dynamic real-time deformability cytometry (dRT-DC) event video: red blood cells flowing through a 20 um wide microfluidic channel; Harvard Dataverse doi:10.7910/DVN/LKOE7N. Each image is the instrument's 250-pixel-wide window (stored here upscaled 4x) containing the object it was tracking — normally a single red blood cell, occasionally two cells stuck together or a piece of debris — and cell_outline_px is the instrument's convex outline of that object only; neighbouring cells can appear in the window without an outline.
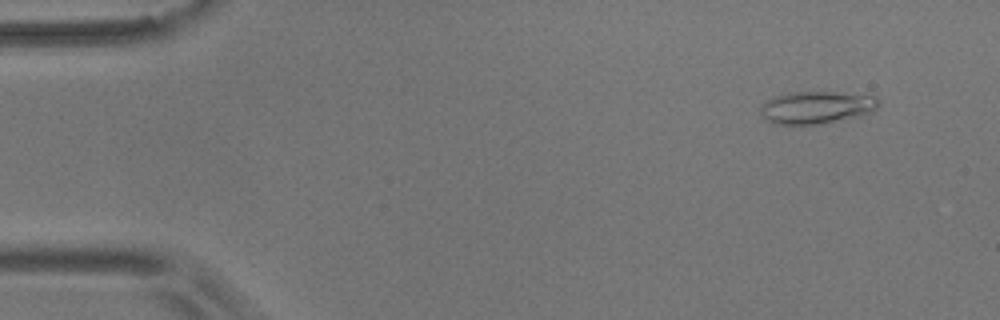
{"species": "common noctule bat (a hibernating species)", "species_latin": "Nyctalus noctula", "temperature_condition": "room temperature", "stored_images_in_passage": 55, "camera_frame_rate_fps": 3000, "um_per_image_px": 0.085, "animal": {"sex": "male", "body_mass_g": 17.9}, "frame": {"image": 1, "passage_image": 5, "time_ms": 1.333, "image_size_px": [1000, 320], "cell_outline_px": [[880, 104], [872, 112], [860, 116], [820, 124], [772, 124], [764, 120], [760, 112], [760, 104], [772, 96], [788, 92], [836, 92], [876, 96], [880, 100]], "centroid_in_image_um": [69.36, 9.13], "position_along_channel_um": 15.6, "area_um2": 22.77}}
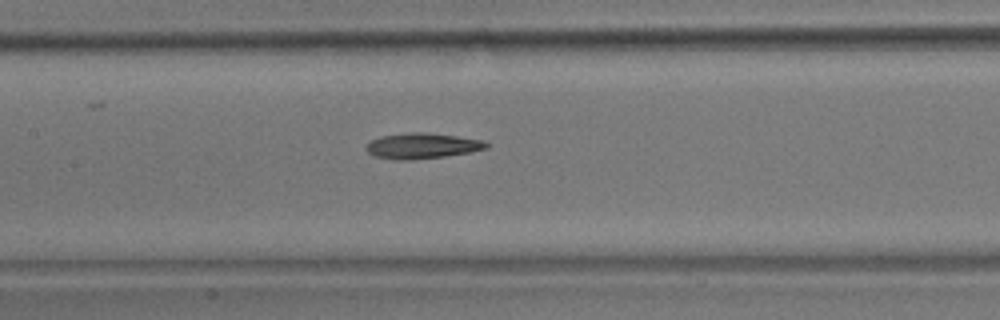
{"frame": {"image": 2, "passage_image": 26, "time_ms": 8.333, "image_size_px": [1000, 320], "cell_outline_px": [[488, 148], [472, 152], [444, 156], [412, 160], [392, 160], [376, 156], [368, 152], [364, 148], [372, 140], [380, 136], [412, 132], [428, 132], [484, 140], [488, 144]], "centroid_in_image_um": [35.89, 12.4], "position_along_channel_um": 171.5, "area_um2": 17.98}}
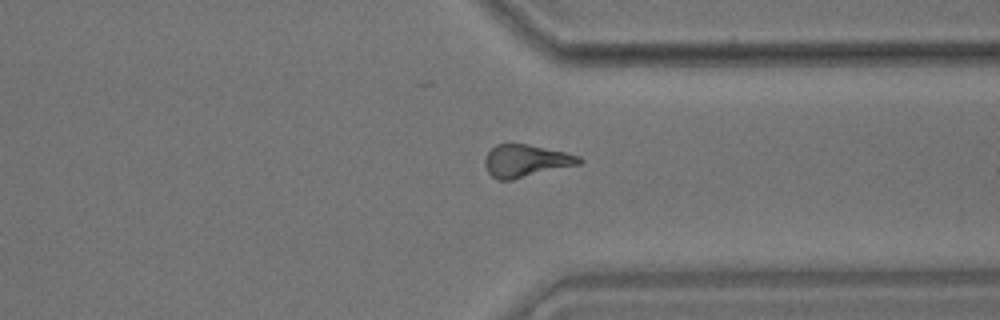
{"frame": {"image": 3, "passage_image": 42, "time_ms": 13.667, "image_size_px": [1000, 320], "cell_outline_px": [[584, 160], [580, 164], [512, 180], [496, 180], [488, 172], [484, 164], [484, 160], [488, 152], [496, 144], [528, 144], [564, 152], [580, 156]], "centroid_in_image_um": [44.69, 13.68], "position_along_channel_um": 366.7, "area_um2": 17.8}}